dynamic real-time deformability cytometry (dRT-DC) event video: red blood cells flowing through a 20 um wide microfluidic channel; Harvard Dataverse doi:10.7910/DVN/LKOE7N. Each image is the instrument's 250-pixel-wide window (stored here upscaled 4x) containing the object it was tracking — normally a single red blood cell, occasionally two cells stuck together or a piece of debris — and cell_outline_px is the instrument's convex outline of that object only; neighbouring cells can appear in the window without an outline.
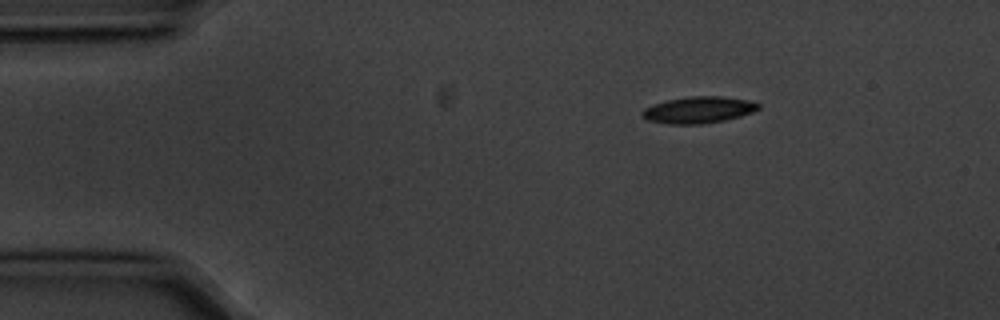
{"species": "common noctule bat (a hibernating species)", "species_latin": "Nyctalus noctula", "temperature_condition": "cold", "stored_images_in_passage": 5, "camera_frame_rate_fps": 3000, "um_per_image_px": 0.085, "animal": {"sex": "male", "body_mass_g": 20.1, "forearm_length_mm": 53.5}, "frame": {"image": 1, "passage_image": 5, "time_ms": 1.333, "image_size_px": [1000, 320], "cell_outline_px": [[760, 108], [752, 112], [740, 116], [724, 120], [700, 124], [668, 124], [648, 120], [640, 116], [640, 112], [644, 108], [652, 104], [668, 100], [688, 96], [724, 96], [748, 100], [760, 104]], "centroid_in_image_um": [59.34, 9.33], "position_along_channel_um": 25.7, "area_um2": 18.09}}